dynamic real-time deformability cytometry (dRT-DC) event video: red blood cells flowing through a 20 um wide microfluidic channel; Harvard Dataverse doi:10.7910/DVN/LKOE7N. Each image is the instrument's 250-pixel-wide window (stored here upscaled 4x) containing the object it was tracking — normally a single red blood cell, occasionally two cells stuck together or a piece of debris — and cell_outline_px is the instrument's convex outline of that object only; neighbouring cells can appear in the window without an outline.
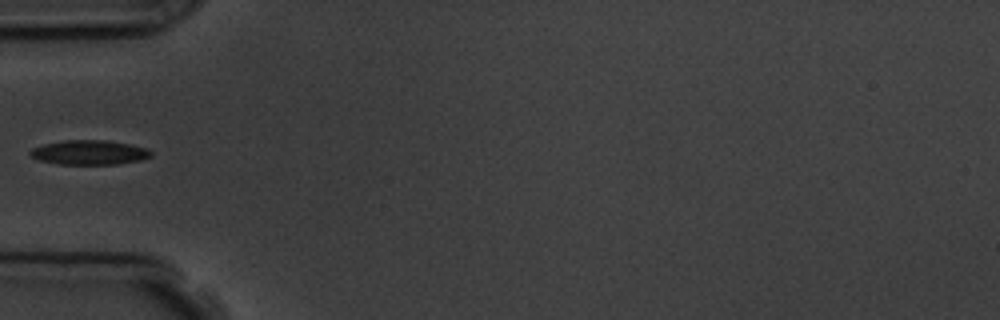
{"species": "common noctule bat (a hibernating species)", "species_latin": "Nyctalus noctula", "temperature_condition": "room temperature", "stored_images_in_passage": 3, "camera_frame_rate_fps": 3000, "um_per_image_px": 0.085, "animal": {"sex": "male", "body_mass_g": 19.5, "forearm_length_mm": 54.6}, "frame": {"image": 1, "passage_image": 3, "time_ms": 3.0, "image_size_px": [1000, 320], "cell_outline_px": [[152, 156], [140, 160], [116, 164], [56, 164], [40, 160], [32, 156], [28, 152], [32, 148], [44, 144], [64, 140], [104, 140], [128, 144], [148, 148], [152, 152]], "centroid_in_image_um": [7.59, 12.96], "position_along_channel_um": 77.4, "area_um2": 17.17}}